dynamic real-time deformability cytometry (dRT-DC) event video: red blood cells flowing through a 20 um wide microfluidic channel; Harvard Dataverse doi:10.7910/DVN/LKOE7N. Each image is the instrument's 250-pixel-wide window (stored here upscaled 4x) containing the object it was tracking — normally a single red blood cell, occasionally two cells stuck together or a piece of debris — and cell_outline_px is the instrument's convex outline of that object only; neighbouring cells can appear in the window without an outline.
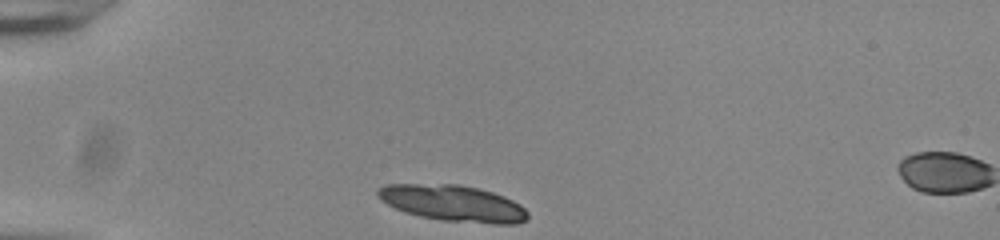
{"species": "common noctule bat (a hibernating species)", "species_latin": "Nyctalus noctula", "temperature_condition": "room temperature", "stored_images_in_passage": 33, "camera_frame_rate_fps": 3000, "um_per_image_px": 0.085, "animal": {"sex": "male", "body_mass_g": 20.0, "forearm_length_mm": 53.3}, "frame": {"image": 1, "passage_image": 1, "time_ms": 0.0, "image_size_px": [1000, 240], "cell_outline_px": [[528, 220], [516, 224], [492, 224], [440, 220], [420, 216], [404, 212], [380, 200], [376, 196], [376, 192], [384, 184], [460, 184], [492, 192], [504, 196], [520, 204], [528, 212]], "centroid_in_image_um": [38.51, 17.28], "position_along_channel_um": 46.5, "area_um2": 31.85}, "authors_computed_cell_mechanics": {"area_um2": 17.3978, "velocity_mm_per_s": 3.8057, "shape_relaxation_time_tau1_ms": 10.2439, "shape_relaxation_time_tau2_ms": null, "deformation_change_tau1": 0.2522, "deformation_change_tau2": null}}